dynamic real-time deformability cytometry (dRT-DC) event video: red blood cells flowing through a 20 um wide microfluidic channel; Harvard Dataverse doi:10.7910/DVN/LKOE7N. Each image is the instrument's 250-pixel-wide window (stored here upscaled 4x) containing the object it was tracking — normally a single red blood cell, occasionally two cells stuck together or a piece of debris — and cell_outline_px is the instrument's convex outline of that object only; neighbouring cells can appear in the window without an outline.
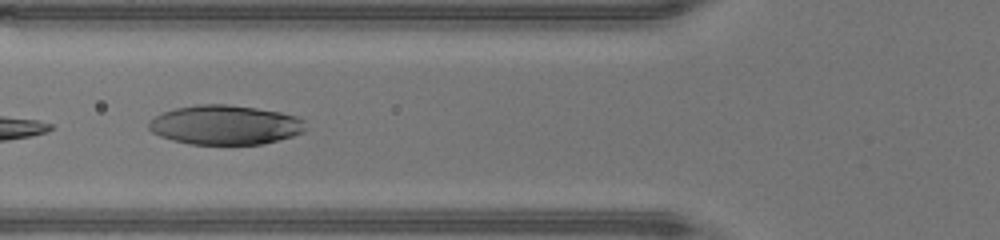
{"species": "human", "species_latin": "Homo sapiens", "temperature_condition": "warm", "stored_images_in_passage": 21, "camera_frame_rate_fps": 3000, "um_per_image_px": 0.085, "donor": {"sex": "male"}, "frame": {"image": 1, "passage_image": 13, "time_ms": 4.0, "image_size_px": [1000, 240], "cell_outline_px": [[304, 132], [292, 136], [264, 144], [192, 144], [172, 140], [160, 136], [152, 132], [148, 128], [148, 120], [164, 112], [176, 108], [196, 104], [224, 104], [256, 108], [280, 112], [296, 116], [304, 120]], "centroid_in_image_um": [19.12, 10.62], "position_along_channel_um": 106.7, "area_um2": 35.95}}
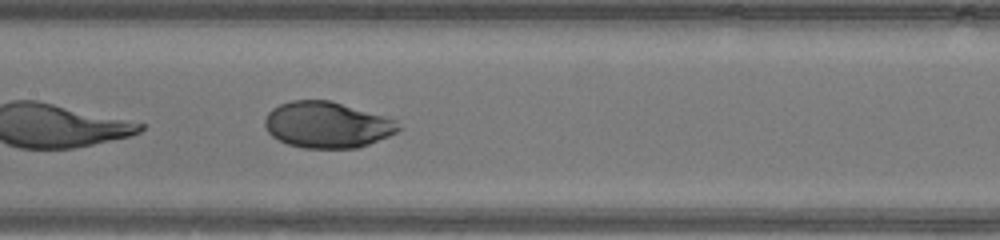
{"frame": {"image": 2, "passage_image": 18, "time_ms": 5.667, "image_size_px": [1000, 240], "cell_outline_px": [[404, 128], [388, 136], [368, 144], [356, 148], [304, 148], [288, 144], [272, 136], [268, 132], [264, 124], [264, 120], [268, 112], [272, 108], [280, 104], [292, 100], [332, 100], [384, 116], [396, 120]], "centroid_in_image_um": [27.81, 10.6], "position_along_channel_um": 179.6, "area_um2": 36.01}}